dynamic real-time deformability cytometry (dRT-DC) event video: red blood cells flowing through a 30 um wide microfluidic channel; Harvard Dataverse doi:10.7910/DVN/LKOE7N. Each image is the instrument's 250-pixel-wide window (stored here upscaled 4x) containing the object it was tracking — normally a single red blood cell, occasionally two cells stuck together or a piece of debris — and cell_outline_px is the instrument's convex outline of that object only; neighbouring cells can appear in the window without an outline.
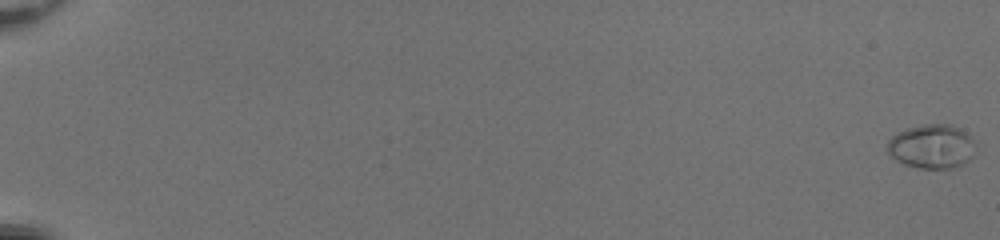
{"species": "common noctule bat (a hibernating species)", "species_latin": "Nyctalus noctula", "temperature_condition": "room temperature", "stored_images_in_passage": 55, "camera_frame_rate_fps": 3000, "um_per_image_px": 0.085, "animal": {"sex": "female", "body_mass_g": 20.0, "forearm_length_mm": 54.0}, "frame": {"image": 1, "passage_image": 1, "time_ms": 0.0, "image_size_px": [1000, 240], "cell_outline_px": [[976, 152], [964, 164], [956, 168], [920, 168], [904, 164], [896, 160], [888, 152], [888, 140], [896, 132], [908, 128], [924, 124], [952, 124], [960, 128], [976, 144]], "centroid_in_image_um": [79.22, 12.45], "position_along_channel_um": 5.8, "area_um2": 22.77}}
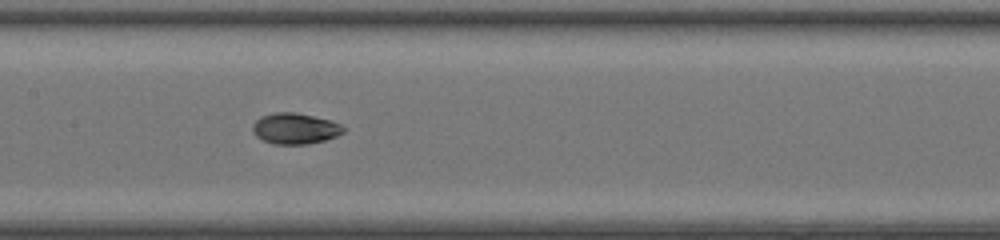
{"frame": {"image": 2, "passage_image": 31, "time_ms": 10.0, "image_size_px": [1000, 240], "cell_outline_px": [[348, 128], [344, 132], [336, 136], [324, 140], [308, 144], [272, 144], [256, 136], [252, 132], [252, 124], [260, 116], [276, 112], [296, 112], [332, 120]], "centroid_in_image_um": [25.09, 10.92], "position_along_channel_um": 182.3, "area_um2": 16.59}}
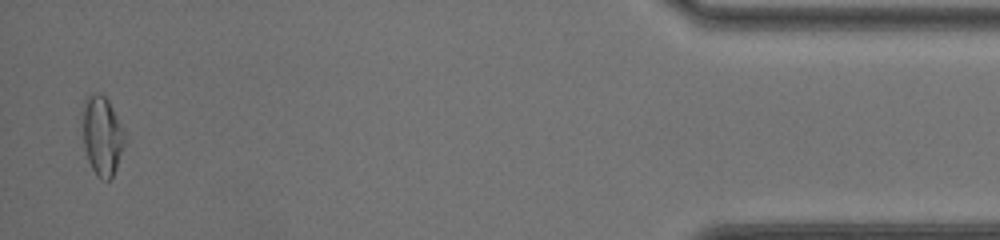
{"frame": {"image": 3, "passage_image": 54, "time_ms": 17.667, "image_size_px": [1000, 240], "cell_outline_px": [[124, 144], [116, 168], [112, 176], [108, 180], [100, 180], [96, 176], [88, 160], [84, 144], [80, 116], [80, 112], [84, 100], [88, 92], [100, 92], [108, 100], [124, 128]], "centroid_in_image_um": [8.63, 11.46], "position_along_channel_um": 426.6, "area_um2": 20.0}, "authors_computed_cell_mechanics": {"area_um2": 17.2244, "velocity_mm_per_s": 4.0903, "shape_relaxation_time_tau1_ms": 7.866, "shape_relaxation_time_tau2_ms": 1.65, "deformation_change_tau1": 0.2459, "deformation_change_tau2": 0.0521}}